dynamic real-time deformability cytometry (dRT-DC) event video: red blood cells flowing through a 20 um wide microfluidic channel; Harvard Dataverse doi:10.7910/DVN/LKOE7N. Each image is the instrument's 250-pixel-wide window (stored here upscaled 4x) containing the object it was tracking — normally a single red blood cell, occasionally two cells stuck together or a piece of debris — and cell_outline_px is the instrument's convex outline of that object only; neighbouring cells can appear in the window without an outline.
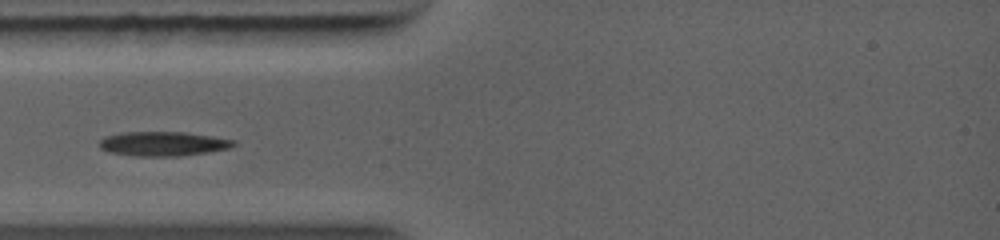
{"species": "common noctule bat (a hibernating species)", "species_latin": "Nyctalus noctula", "temperature_condition": "warm", "stored_images_in_passage": 52, "camera_frame_rate_fps": 5000, "um_per_image_px": 0.085, "animal": {"sex": "female", "body_mass_g": 19.0, "forearm_length_mm": 56.7}, "frame": {"image": 1, "passage_image": 1, "time_ms": 0.0, "image_size_px": [1000, 240], "cell_outline_px": [[236, 144], [232, 148], [208, 152], [180, 156], [136, 156], [108, 152], [100, 148], [100, 140], [108, 136], [120, 132], [184, 132], [212, 136], [236, 140]], "centroid_in_image_um": [13.9, 12.22], "position_along_channel_um": 71.1, "area_um2": 19.13}}
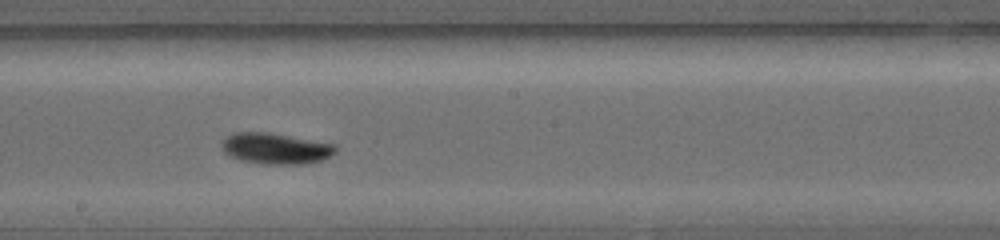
{"frame": {"image": 2, "passage_image": 17, "time_ms": 3.2, "image_size_px": [1000, 240], "cell_outline_px": [[336, 152], [320, 160], [304, 164], [260, 164], [240, 160], [228, 156], [224, 152], [220, 144], [228, 136], [236, 132], [268, 132], [336, 144]], "centroid_in_image_um": [23.4, 12.62], "position_along_channel_um": 224.8, "area_um2": 20.58}}
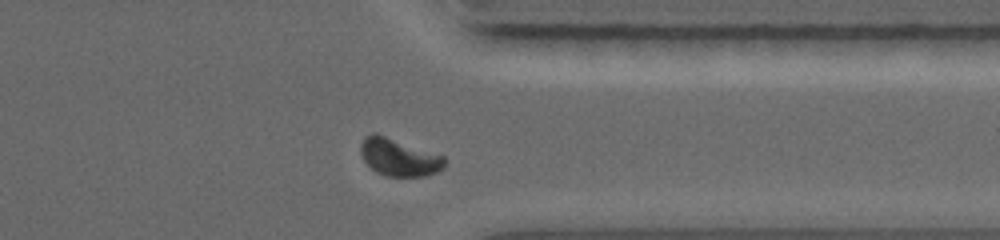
{"frame": {"image": 3, "passage_image": 43, "time_ms": 6.4, "image_size_px": [1000, 240], "cell_outline_px": [[444, 168], [436, 172], [424, 176], [384, 176], [376, 172], [364, 160], [360, 152], [360, 144], [364, 136], [372, 132], [376, 132], [444, 156]], "centroid_in_image_um": [33.87, 13.35], "position_along_channel_um": 377.5, "area_um2": 18.38}}